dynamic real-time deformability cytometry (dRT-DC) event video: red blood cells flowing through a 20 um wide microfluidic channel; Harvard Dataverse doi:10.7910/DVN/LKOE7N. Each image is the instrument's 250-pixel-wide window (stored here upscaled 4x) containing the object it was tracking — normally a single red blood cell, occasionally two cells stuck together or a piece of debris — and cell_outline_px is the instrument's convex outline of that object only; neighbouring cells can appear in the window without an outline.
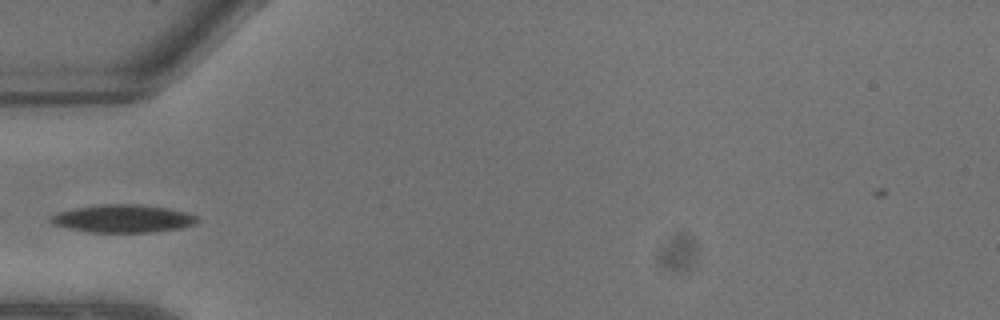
{"species": "common noctule bat (a hibernating species)", "species_latin": "Nyctalus noctula", "temperature_condition": "warm", "stored_images_in_passage": 8, "camera_frame_rate_fps": 3000, "um_per_image_px": 0.085, "animal": {"sex": "male", "body_mass_g": 13.3}, "frame": {"image": 1, "passage_image": 6, "time_ms": 1.667, "image_size_px": [1000, 320], "cell_outline_px": [[200, 220], [196, 224], [180, 228], [156, 232], [92, 232], [68, 228], [52, 224], [48, 220], [48, 216], [72, 208], [96, 204], [140, 204], [168, 208], [188, 212], [196, 216]], "centroid_in_image_um": [10.45, 18.57], "position_along_channel_um": 74.5, "area_um2": 24.1}}
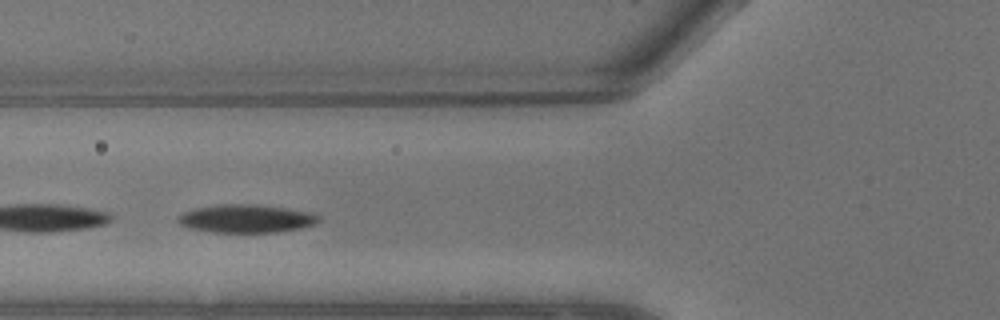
{"frame": {"image": 2, "passage_image": 7, "time_ms": 2.0, "image_size_px": [1000, 320], "cell_outline_px": [[320, 220], [316, 224], [300, 228], [276, 232], [212, 232], [188, 228], [180, 224], [176, 220], [176, 216], [184, 212], [196, 208], [220, 204], [256, 204], [288, 208], [312, 212], [320, 216]], "centroid_in_image_um": [20.93, 18.57], "position_along_channel_um": 104.9, "area_um2": 23.29}}